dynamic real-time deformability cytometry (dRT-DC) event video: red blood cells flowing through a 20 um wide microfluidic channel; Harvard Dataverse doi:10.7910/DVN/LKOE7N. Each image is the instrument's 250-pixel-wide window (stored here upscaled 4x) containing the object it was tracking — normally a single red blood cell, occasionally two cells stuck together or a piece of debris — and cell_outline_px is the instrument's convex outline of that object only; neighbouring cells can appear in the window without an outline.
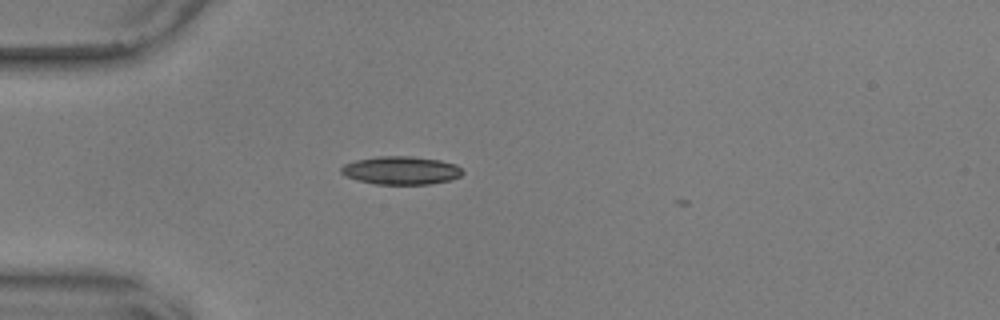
{"species": "common noctule bat (a hibernating species)", "species_latin": "Nyctalus noctula", "temperature_condition": "warm", "stored_images_in_passage": 2, "camera_frame_rate_fps": 3000, "um_per_image_px": 0.085, "animal": {"sex": "male", "body_mass_g": 17.9, "forearm_length_mm": 54.2}, "frame": {"image": 1, "passage_image": 1, "time_ms": 0.0, "image_size_px": [1000, 320], "cell_outline_px": [[464, 172], [460, 176], [452, 180], [428, 184], [376, 184], [356, 180], [344, 176], [340, 172], [340, 168], [344, 164], [356, 160], [376, 156], [412, 156], [440, 160], [456, 164]], "centroid_in_image_um": [34.07, 14.48], "position_along_channel_um": 50.9, "area_um2": 20.11}}